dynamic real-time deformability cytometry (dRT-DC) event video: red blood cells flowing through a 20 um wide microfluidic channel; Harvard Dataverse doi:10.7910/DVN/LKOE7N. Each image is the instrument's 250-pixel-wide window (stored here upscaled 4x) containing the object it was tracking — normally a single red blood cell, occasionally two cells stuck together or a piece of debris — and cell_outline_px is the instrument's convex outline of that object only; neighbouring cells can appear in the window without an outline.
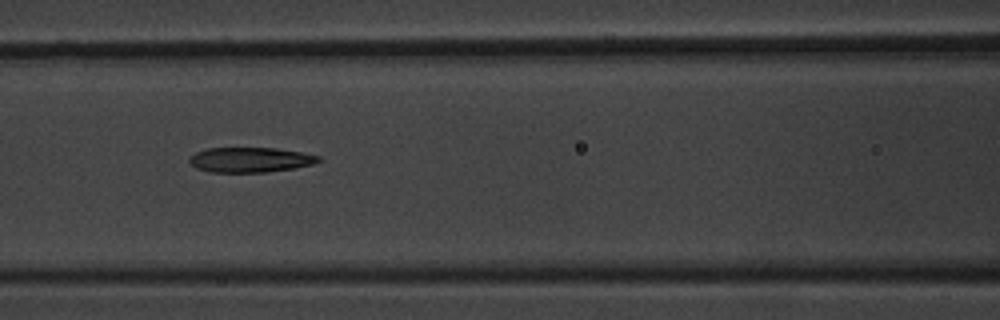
{"species": "common noctule bat (a hibernating species)", "species_latin": "Nyctalus noctula", "temperature_condition": "warm", "stored_images_in_passage": 6, "camera_frame_rate_fps": 3000, "um_per_image_px": 0.085, "animal": {"sex": "male", "body_mass_g": 20.1, "forearm_length_mm": 53.5}, "frame": {"image": 1, "passage_image": 5, "time_ms": 4.667, "image_size_px": [1000, 320], "cell_outline_px": [[320, 160], [312, 164], [292, 168], [264, 172], [208, 172], [196, 168], [188, 160], [196, 152], [208, 148], [276, 148], [300, 152], [320, 156]], "centroid_in_image_um": [21.24, 13.58], "position_along_channel_um": 145.4, "area_um2": 18.55}}
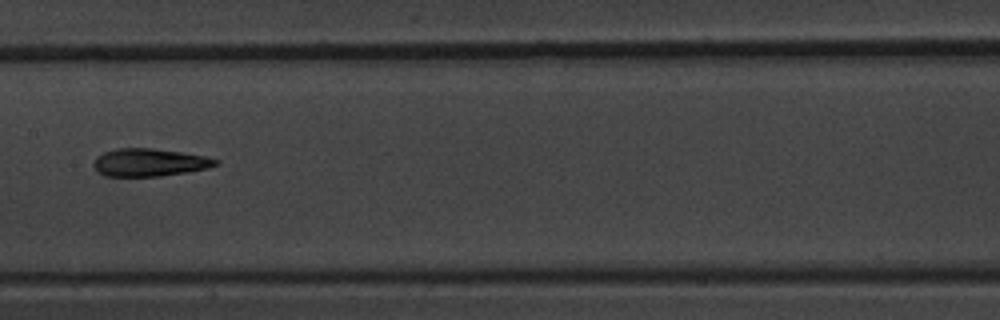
{"frame": {"image": 2, "passage_image": 6, "time_ms": 6.0, "image_size_px": [1000, 320], "cell_outline_px": [[220, 164], [208, 168], [188, 172], [160, 176], [104, 176], [96, 172], [92, 164], [96, 156], [104, 152], [116, 148], [152, 148], [180, 152], [204, 156], [220, 160]], "centroid_in_image_um": [12.68, 13.81], "position_along_channel_um": 194.7, "area_um2": 19.94}}